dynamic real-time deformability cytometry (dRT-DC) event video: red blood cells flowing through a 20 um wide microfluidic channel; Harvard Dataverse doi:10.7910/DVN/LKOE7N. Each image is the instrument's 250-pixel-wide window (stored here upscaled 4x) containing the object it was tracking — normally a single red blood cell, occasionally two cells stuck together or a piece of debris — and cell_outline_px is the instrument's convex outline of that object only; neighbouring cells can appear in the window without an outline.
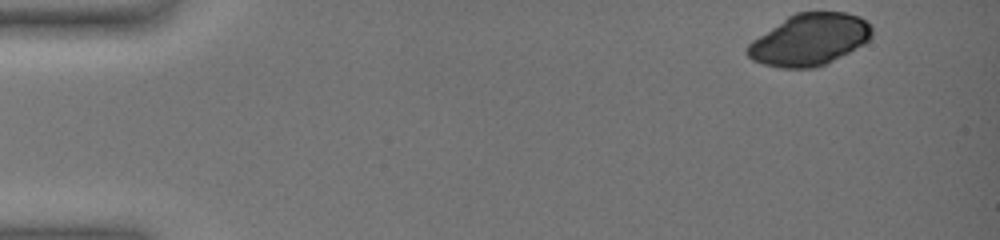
{"species": "common noctule bat (a hibernating species)", "species_latin": "Nyctalus noctula", "temperature_condition": "warm", "stored_images_in_passage": 48, "camera_frame_rate_fps": 3000, "um_per_image_px": 0.085, "animal": {"sex": "female", "body_mass_g": 19.0, "forearm_length_mm": 51.5}, "frame": {"image": 1, "passage_image": 1, "time_ms": 0.0, "image_size_px": [1000, 240], "cell_outline_px": [[872, 36], [864, 44], [824, 64], [808, 68], [784, 68], [764, 64], [752, 60], [744, 52], [744, 48], [752, 40], [788, 16], [796, 12], [848, 12], [860, 16], [872, 28]], "centroid_in_image_um": [68.78, 3.36], "position_along_channel_um": 16.2, "area_um2": 37.22}}